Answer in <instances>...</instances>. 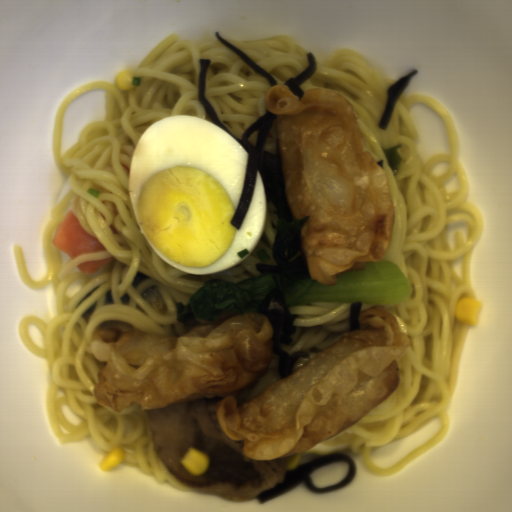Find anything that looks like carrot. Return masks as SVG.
I'll list each match as a JSON object with an SVG mask.
<instances>
[{
    "label": "carrot",
    "instance_id": "obj_2",
    "mask_svg": "<svg viewBox=\"0 0 512 512\" xmlns=\"http://www.w3.org/2000/svg\"><path fill=\"white\" fill-rule=\"evenodd\" d=\"M114 257H108L103 259H96V260H86L79 265H77V268H79L84 273H89L92 271H97L106 264H108Z\"/></svg>",
    "mask_w": 512,
    "mask_h": 512
},
{
    "label": "carrot",
    "instance_id": "obj_1",
    "mask_svg": "<svg viewBox=\"0 0 512 512\" xmlns=\"http://www.w3.org/2000/svg\"><path fill=\"white\" fill-rule=\"evenodd\" d=\"M52 246L71 259L79 254L104 251L100 241L81 227L74 211L67 212L53 233Z\"/></svg>",
    "mask_w": 512,
    "mask_h": 512
}]
</instances>
